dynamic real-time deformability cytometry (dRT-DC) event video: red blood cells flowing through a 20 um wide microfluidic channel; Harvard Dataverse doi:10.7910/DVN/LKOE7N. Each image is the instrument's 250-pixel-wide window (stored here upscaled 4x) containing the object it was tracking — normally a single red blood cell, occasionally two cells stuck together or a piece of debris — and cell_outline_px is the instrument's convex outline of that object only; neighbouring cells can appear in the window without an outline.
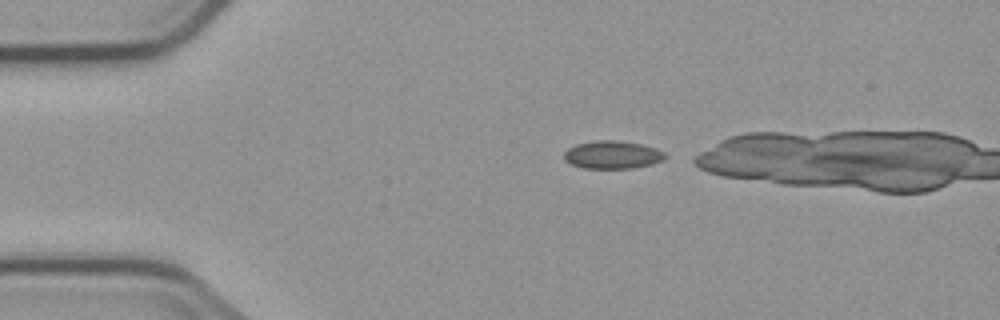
{"species": "common noctule bat (a hibernating species)", "species_latin": "Nyctalus noctula", "temperature_condition": "cold", "stored_images_in_passage": 3, "camera_frame_rate_fps": 3000, "um_per_image_px": 0.085, "animal": {"sex": "male", "body_mass_g": 23.1, "forearm_length_mm": 52.7}, "frame": {"image": 1, "passage_image": 1, "time_ms": 0.0, "image_size_px": [1000, 320], "cell_outline_px": [[668, 156], [664, 160], [652, 164], [632, 168], [584, 168], [572, 164], [564, 160], [564, 152], [568, 148], [576, 144], [596, 140], [616, 140], [640, 144], [656, 148], [664, 152]], "centroid_in_image_um": [52.07, 13.15], "position_along_channel_um": 32.9, "area_um2": 16.47}}